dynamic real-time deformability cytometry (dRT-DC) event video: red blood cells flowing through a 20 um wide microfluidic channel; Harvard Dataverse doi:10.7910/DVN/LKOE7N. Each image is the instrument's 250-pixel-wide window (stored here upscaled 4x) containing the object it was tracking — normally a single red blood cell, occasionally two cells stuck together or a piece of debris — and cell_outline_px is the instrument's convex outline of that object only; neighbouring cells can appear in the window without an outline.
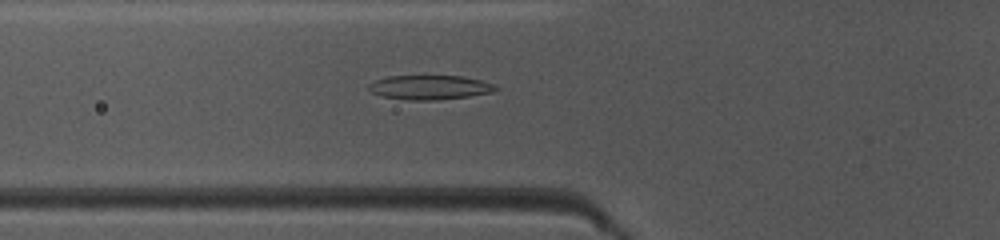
{"species": "common noctule bat (a hibernating species)", "species_latin": "Nyctalus noctula", "temperature_condition": "warm", "stored_images_in_passage": 48, "camera_frame_rate_fps": 3000, "um_per_image_px": 0.085, "animal": {"sex": "female", "body_mass_g": 10.0, "forearm_length_mm": 53.1}, "frame": {"image": 1, "passage_image": 18, "time_ms": 5.667, "image_size_px": [1000, 240], "cell_outline_px": [[500, 88], [492, 92], [468, 96], [436, 100], [408, 100], [384, 96], [372, 92], [368, 88], [368, 84], [376, 80], [388, 76], [464, 76], [480, 80], [492, 84]], "centroid_in_image_um": [36.53, 7.42], "position_along_channel_um": 89.3, "area_um2": 17.8}}
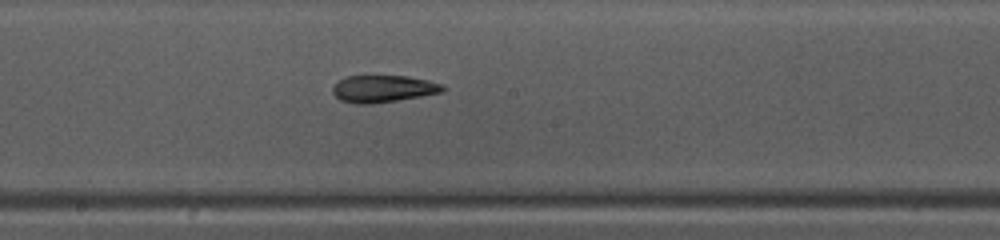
{"frame": {"image": 2, "passage_image": 27, "time_ms": 8.667, "image_size_px": [1000, 240], "cell_outline_px": [[448, 88], [444, 92], [372, 104], [356, 104], [340, 100], [332, 92], [332, 88], [340, 80], [348, 76], [408, 76], [428, 80], [444, 84]], "centroid_in_image_um": [32.62, 7.54], "position_along_channel_um": 215.6, "area_um2": 17.4}}
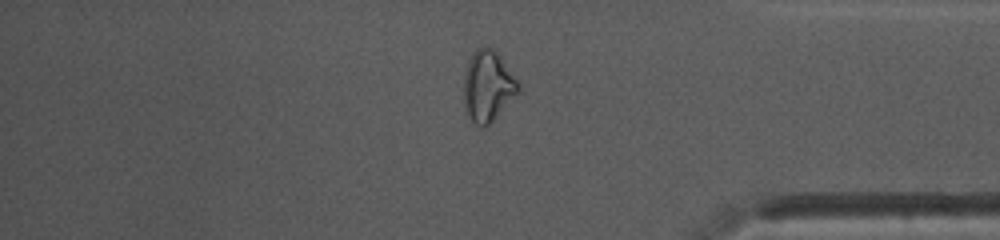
{"frame": {"image": 3, "passage_image": 41, "time_ms": 13.333, "image_size_px": [1000, 240], "cell_outline_px": [[520, 92], [484, 128], [480, 128], [472, 120], [464, 108], [464, 76], [468, 60], [472, 52], [476, 48], [492, 48], [496, 52], [516, 80], [520, 88]], "centroid_in_image_um": [41.43, 7.34], "position_along_channel_um": 393.8, "area_um2": 22.08}, "authors_computed_cell_mechanics": {"area_um2": 18.9006, "velocity_mm_per_s": 4.1742, "shape_relaxation_time_tau1_ms": null, "shape_relaxation_time_tau2_ms": 6.9592, "deformation_change_tau1": null, "deformation_change_tau2": 0.1659}}